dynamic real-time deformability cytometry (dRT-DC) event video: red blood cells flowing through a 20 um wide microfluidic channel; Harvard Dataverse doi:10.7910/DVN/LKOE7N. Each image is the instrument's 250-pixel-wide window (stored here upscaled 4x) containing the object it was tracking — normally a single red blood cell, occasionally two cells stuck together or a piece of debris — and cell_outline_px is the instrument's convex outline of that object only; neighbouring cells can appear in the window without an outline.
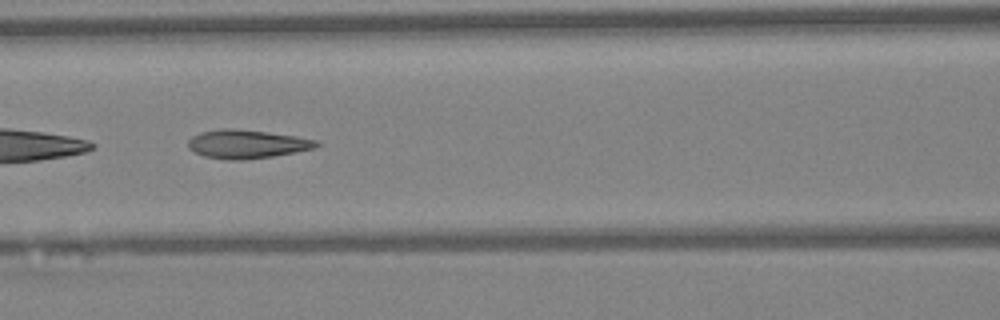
{"species": "Egyptian fruit bat (a non-hibernating species)", "species_latin": "Rousettus aegyptiacus", "temperature_condition": "warm", "stored_images_in_passage": 47, "camera_frame_rate_fps": 3000, "um_per_image_px": 0.085, "animal": {"sex": "female"}, "frame": {"image": 1, "passage_image": 21, "time_ms": 6.667, "image_size_px": [1000, 320], "cell_outline_px": [[320, 144], [312, 148], [272, 156], [244, 160], [228, 160], [204, 156], [188, 148], [188, 140], [192, 136], [200, 132], [220, 128], [228, 128], [264, 132], [296, 136], [316, 140]], "centroid_in_image_um": [20.92, 12.24], "position_along_channel_um": 145.7, "area_um2": 21.04}}
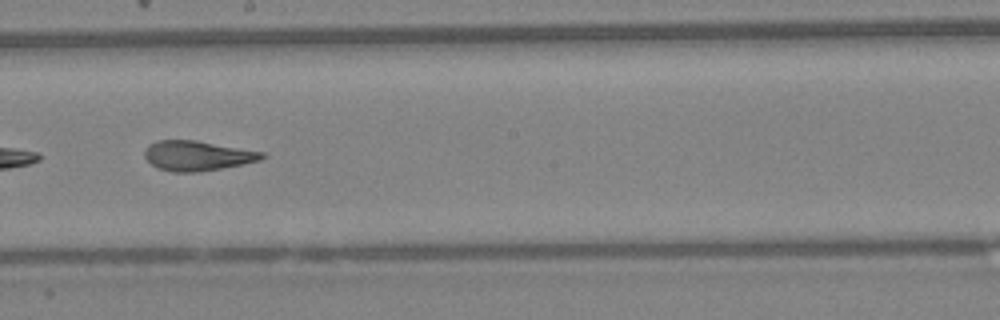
{"frame": {"image": 2, "passage_image": 27, "time_ms": 8.667, "image_size_px": [1000, 320], "cell_outline_px": [[268, 156], [260, 160], [244, 164], [196, 172], [172, 172], [156, 168], [144, 156], [144, 152], [148, 144], [156, 140], [196, 140], [264, 152]], "centroid_in_image_um": [16.77, 13.23], "position_along_channel_um": 231.4, "area_um2": 20.52}, "authors_computed_cell_mechanics": {"area_um2": 21.1548, "velocity_mm_per_s": 4.3196, "shape_relaxation_time_tau1_ms": 11.2812, "shape_relaxation_time_tau2_ms": 1.197, "deformation_change_tau1": 0.313, "deformation_change_tau2": 0.1005}}